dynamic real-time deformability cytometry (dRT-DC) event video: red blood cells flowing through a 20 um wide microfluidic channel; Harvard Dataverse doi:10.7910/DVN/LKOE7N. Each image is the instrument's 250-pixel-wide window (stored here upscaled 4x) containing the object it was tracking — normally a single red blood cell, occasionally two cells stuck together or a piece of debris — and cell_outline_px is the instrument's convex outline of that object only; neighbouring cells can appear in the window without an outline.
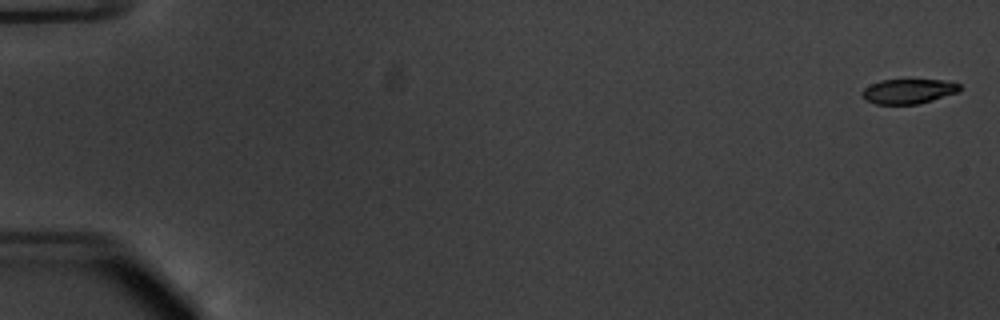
{"species": "common noctule bat (a hibernating species)", "species_latin": "Nyctalus noctula", "temperature_condition": "warm", "stored_images_in_passage": 18, "camera_frame_rate_fps": 3000, "um_per_image_px": 0.085, "animal": {"sex": "male", "body_mass_g": 20.1, "forearm_length_mm": 53.5}, "frame": {"image": 1, "passage_image": 2, "time_ms": 0.333, "image_size_px": [1000, 320], "cell_outline_px": [[960, 92], [932, 100], [916, 104], [876, 104], [864, 100], [860, 92], [864, 88], [880, 80], [944, 80], [960, 84]], "centroid_in_image_um": [77.2, 7.76], "position_along_channel_um": 7.8, "area_um2": 14.1}}
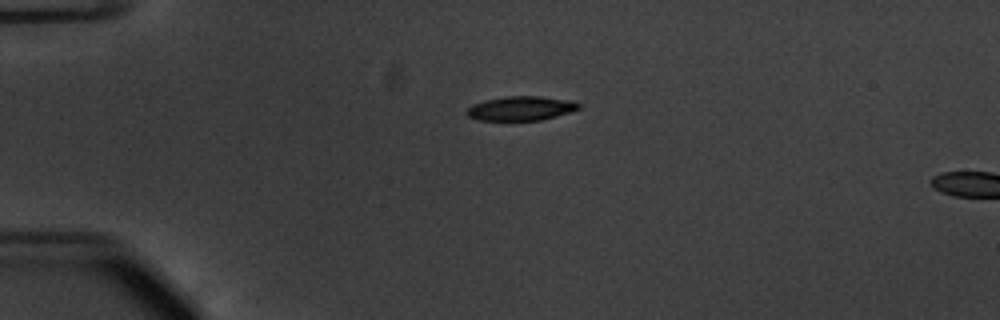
{"frame": {"image": 2, "passage_image": 15, "time_ms": 4.667, "image_size_px": [1000, 320], "cell_outline_px": [[580, 108], [556, 116], [540, 120], [480, 120], [468, 116], [464, 112], [472, 104], [484, 100], [508, 96], [540, 96], [572, 100], [580, 104]], "centroid_in_image_um": [44.26, 9.2], "position_along_channel_um": 40.7, "area_um2": 15.78}}